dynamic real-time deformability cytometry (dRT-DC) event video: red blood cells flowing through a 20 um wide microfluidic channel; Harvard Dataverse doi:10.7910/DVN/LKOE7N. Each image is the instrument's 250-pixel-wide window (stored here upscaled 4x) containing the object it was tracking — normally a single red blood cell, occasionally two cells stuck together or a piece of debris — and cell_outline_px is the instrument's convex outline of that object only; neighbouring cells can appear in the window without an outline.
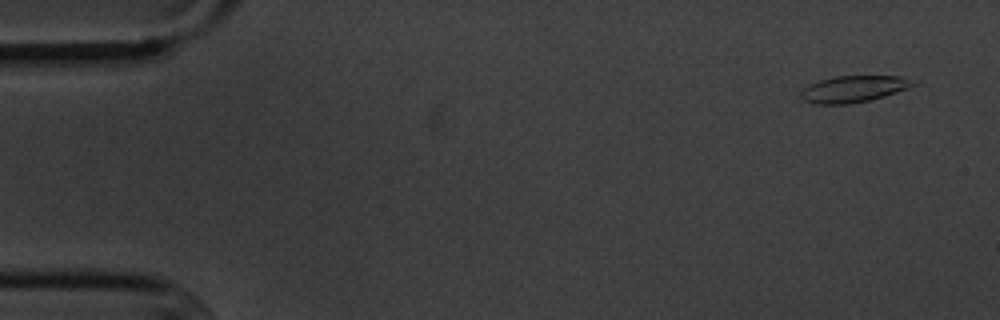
{"species": "common noctule bat (a hibernating species)", "species_latin": "Nyctalus noctula", "temperature_condition": "cold", "stored_images_in_passage": 7, "camera_frame_rate_fps": 3000, "um_per_image_px": 0.085, "animal": {"sex": "male", "body_mass_g": 20.1, "forearm_length_mm": 53.5}, "frame": {"image": 1, "passage_image": 1, "time_ms": 0.0, "image_size_px": [1000, 320], "cell_outline_px": [[920, 80], [916, 84], [908, 88], [872, 100], [848, 104], [812, 104], [804, 100], [800, 96], [800, 92], [808, 84], [820, 80], [836, 76], [900, 76]], "centroid_in_image_um": [72.58, 7.56], "position_along_channel_um": 12.4, "area_um2": 17.63}}
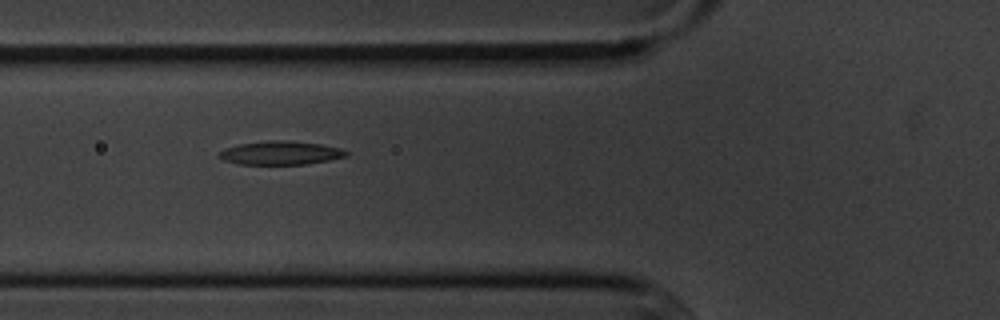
{"frame": {"image": 2, "passage_image": 6, "time_ms": 5.667, "image_size_px": [1000, 320], "cell_outline_px": [[348, 156], [328, 160], [304, 164], [236, 164], [224, 160], [216, 156], [224, 148], [240, 144], [272, 140], [284, 140], [320, 144], [340, 148], [348, 152]], "centroid_in_image_um": [23.82, 13.0], "position_along_channel_um": 102.0, "area_um2": 17.34}}
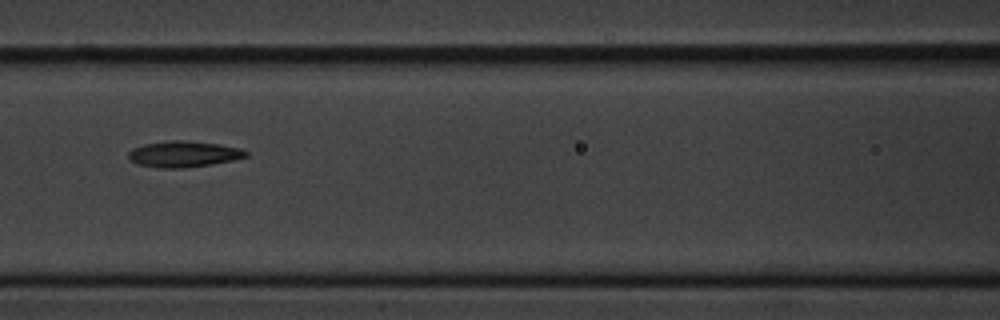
{"frame": {"image": 3, "passage_image": 7, "time_ms": 7.0, "image_size_px": [1000, 320], "cell_outline_px": [[248, 156], [232, 160], [212, 164], [184, 168], [160, 168], [136, 164], [128, 160], [128, 152], [132, 148], [144, 144], [168, 140], [188, 140], [220, 144], [240, 148], [248, 152]], "centroid_in_image_um": [15.57, 13.09], "position_along_channel_um": 151.0, "area_um2": 18.09}}